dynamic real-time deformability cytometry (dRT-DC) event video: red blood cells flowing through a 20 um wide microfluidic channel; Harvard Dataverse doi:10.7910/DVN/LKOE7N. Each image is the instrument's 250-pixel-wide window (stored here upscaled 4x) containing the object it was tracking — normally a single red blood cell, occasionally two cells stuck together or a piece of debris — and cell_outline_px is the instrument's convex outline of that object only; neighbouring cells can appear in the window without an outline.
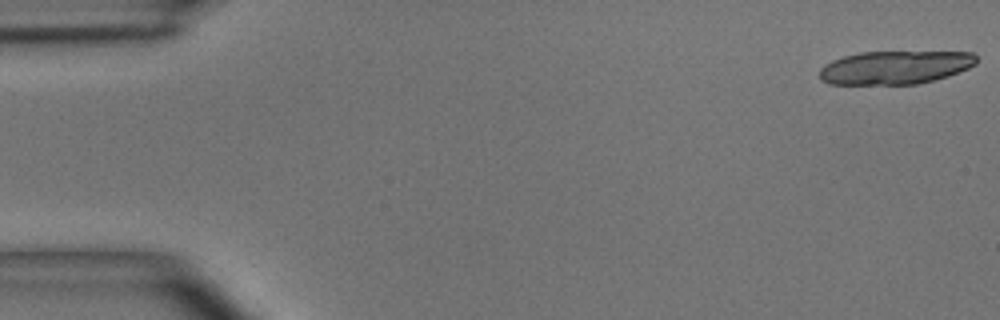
{"species": "common noctule bat (a hibernating species)", "species_latin": "Nyctalus noctula", "temperature_condition": "room temperature", "stored_images_in_passage": 16, "camera_frame_rate_fps": 3000, "um_per_image_px": 0.085, "animal": {"sex": "male", "body_mass_g": 15.6}, "frame": {"image": 1, "passage_image": 1, "time_ms": 0.0, "image_size_px": [1000, 320], "cell_outline_px": [[976, 64], [968, 68], [948, 76], [916, 84], [828, 84], [820, 80], [820, 68], [824, 64], [832, 60], [844, 56], [860, 52], [972, 52], [976, 56]], "centroid_in_image_um": [76.05, 5.73], "position_along_channel_um": 9.0, "area_um2": 30.46}}